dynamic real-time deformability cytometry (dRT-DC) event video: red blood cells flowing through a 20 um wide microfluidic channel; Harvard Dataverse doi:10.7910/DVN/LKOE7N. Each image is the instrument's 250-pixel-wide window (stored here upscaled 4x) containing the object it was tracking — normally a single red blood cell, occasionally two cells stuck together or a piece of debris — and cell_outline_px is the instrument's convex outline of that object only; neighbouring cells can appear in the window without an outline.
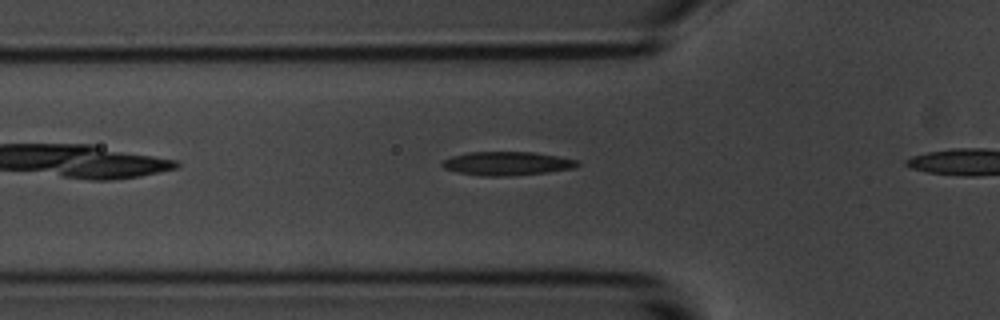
{"species": "common noctule bat (a hibernating species)", "species_latin": "Nyctalus noctula", "temperature_condition": "room temperature", "stored_images_in_passage": 5, "camera_frame_rate_fps": 3000, "um_per_image_px": 0.085, "animal": {"sex": "male", "body_mass_g": 20.1, "forearm_length_mm": 53.5}, "frame": {"image": 1, "passage_image": 3, "time_ms": 0.667, "image_size_px": [1000, 320], "cell_outline_px": [[580, 164], [572, 168], [548, 172], [508, 176], [480, 176], [456, 172], [444, 168], [440, 164], [444, 160], [452, 156], [468, 152], [532, 152], [580, 160]], "centroid_in_image_um": [43.08, 13.9], "position_along_channel_um": 82.7, "area_um2": 18.67}}